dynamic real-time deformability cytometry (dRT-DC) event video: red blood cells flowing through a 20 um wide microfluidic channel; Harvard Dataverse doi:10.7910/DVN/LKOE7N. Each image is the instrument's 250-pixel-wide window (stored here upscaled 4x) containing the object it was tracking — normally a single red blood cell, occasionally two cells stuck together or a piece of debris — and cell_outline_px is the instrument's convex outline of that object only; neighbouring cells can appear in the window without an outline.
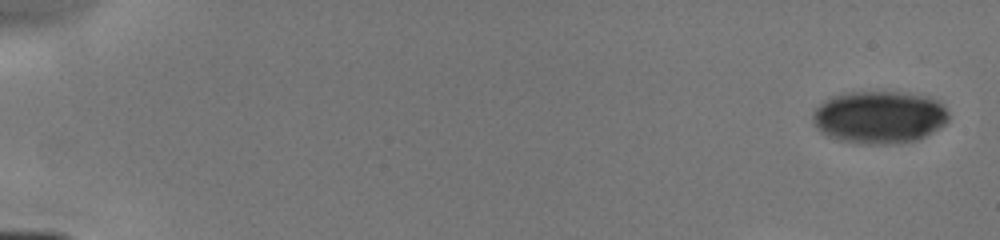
{"species": "human", "species_latin": "Homo sapiens", "temperature_condition": "cold", "stored_images_in_passage": 18, "camera_frame_rate_fps": 3000, "um_per_image_px": 0.085, "donor": {"sex": "male"}, "frame": {"image": 1, "passage_image": 1, "time_ms": 0.0, "image_size_px": [1000, 240], "cell_outline_px": [[948, 120], [944, 124], [932, 132], [916, 140], [888, 144], [860, 144], [836, 140], [820, 132], [816, 128], [812, 120], [812, 112], [824, 100], [832, 96], [848, 92], [900, 92], [928, 96], [940, 100], [944, 104], [948, 112]], "centroid_in_image_um": [74.72, 9.95], "position_along_channel_um": 10.3, "area_um2": 42.02}}